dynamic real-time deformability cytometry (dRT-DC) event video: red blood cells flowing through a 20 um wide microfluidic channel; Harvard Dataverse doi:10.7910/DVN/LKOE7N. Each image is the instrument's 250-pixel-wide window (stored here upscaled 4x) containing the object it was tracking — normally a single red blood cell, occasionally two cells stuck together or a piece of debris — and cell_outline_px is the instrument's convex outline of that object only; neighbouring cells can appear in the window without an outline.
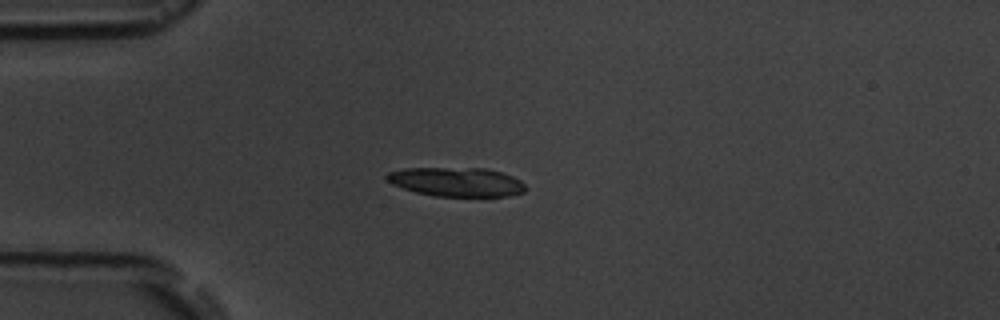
{"species": "common noctule bat (a hibernating species)", "species_latin": "Nyctalus noctula", "temperature_condition": "room temperature", "stored_images_in_passage": 4, "camera_frame_rate_fps": 3000, "um_per_image_px": 0.085, "animal": {"sex": "male", "body_mass_g": 19.5, "forearm_length_mm": 54.6}, "frame": {"image": 1, "passage_image": 2, "time_ms": 2.667, "image_size_px": [1000, 320], "cell_outline_px": [[524, 192], [508, 196], [436, 196], [416, 192], [392, 184], [384, 176], [388, 172], [404, 168], [484, 168], [500, 172], [512, 176], [520, 180], [524, 184]], "centroid_in_image_um": [38.78, 15.46], "position_along_channel_um": 46.2, "area_um2": 23.35}}
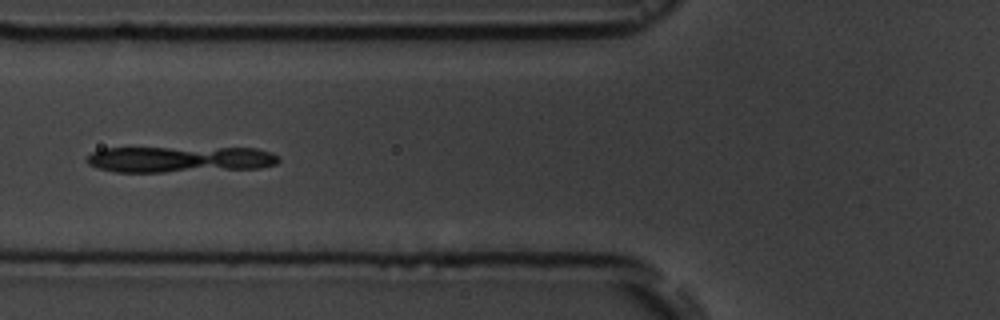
{"frame": {"image": 2, "passage_image": 4, "time_ms": 5.0, "image_size_px": [1000, 320], "cell_outline_px": [[280, 160], [276, 164], [260, 168], [164, 172], [116, 172], [100, 168], [88, 164], [84, 160], [92, 152], [104, 148], [256, 148], [272, 152], [280, 156]], "centroid_in_image_um": [15.31, 13.54], "position_along_channel_um": 110.5, "area_um2": 29.36}}